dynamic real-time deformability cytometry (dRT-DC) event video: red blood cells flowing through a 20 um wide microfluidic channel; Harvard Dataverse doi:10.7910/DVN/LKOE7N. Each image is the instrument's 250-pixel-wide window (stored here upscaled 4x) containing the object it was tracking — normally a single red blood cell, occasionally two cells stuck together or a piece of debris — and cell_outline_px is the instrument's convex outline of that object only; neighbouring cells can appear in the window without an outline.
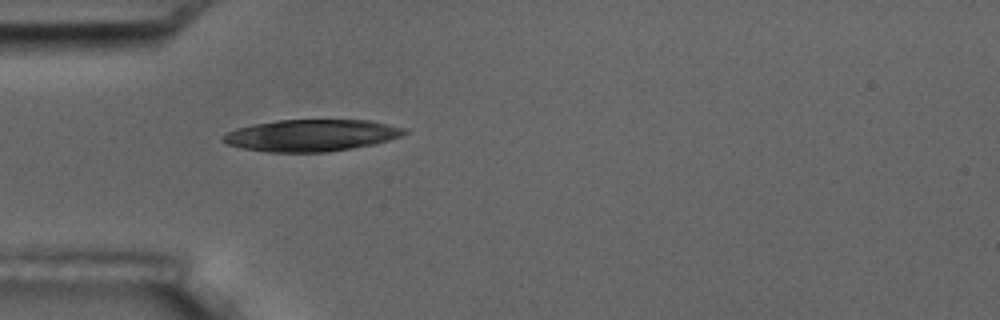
{"species": "common noctule bat (a hibernating species)", "species_latin": "Nyctalus noctula", "temperature_condition": "room temperature", "stored_images_in_passage": 1, "camera_frame_rate_fps": 3000, "um_per_image_px": 0.085, "animal": {"sex": "male", "body_mass_g": 17.5, "forearm_length_mm": 52.3}, "frame": {"image": 1, "passage_image": 1, "time_ms": 0.0, "image_size_px": [1000, 320], "cell_outline_px": [[408, 132], [400, 136], [376, 144], [352, 148], [324, 152], [268, 152], [240, 148], [228, 144], [220, 140], [228, 132], [236, 128], [252, 124], [276, 120], [368, 120], [388, 124], [404, 128]], "centroid_in_image_um": [26.44, 11.5], "position_along_channel_um": 58.6, "area_um2": 33.58}}